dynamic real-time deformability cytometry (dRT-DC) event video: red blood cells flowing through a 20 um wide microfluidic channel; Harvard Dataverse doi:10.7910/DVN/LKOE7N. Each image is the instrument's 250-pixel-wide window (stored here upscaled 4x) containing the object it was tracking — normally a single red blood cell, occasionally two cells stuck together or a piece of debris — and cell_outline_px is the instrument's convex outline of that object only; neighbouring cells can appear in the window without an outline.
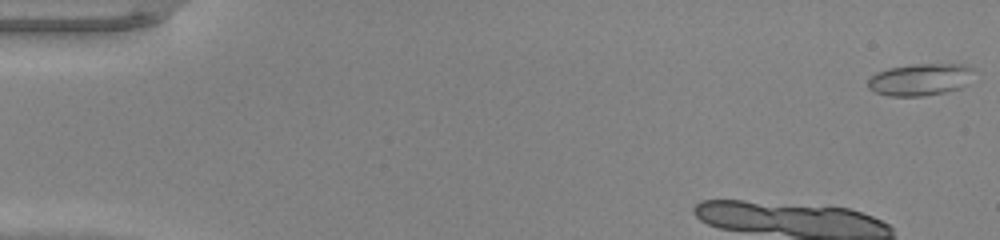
{"species": "common noctule bat (a hibernating species)", "species_latin": "Nyctalus noctula", "temperature_condition": "warm", "stored_images_in_passage": 9, "camera_frame_rate_fps": 3000, "um_per_image_px": 0.085, "animal": {"sex": "male", "body_mass_g": 20.0, "forearm_length_mm": 53.3}, "frame": {"image": 1, "passage_image": 1, "time_ms": 0.0, "image_size_px": [1000, 240], "cell_outline_px": [[976, 68], [960, 88], [944, 92], [924, 96], [888, 96], [876, 92], [868, 88], [868, 80], [876, 72], [888, 68], [912, 64], [964, 64]], "centroid_in_image_um": [78.18, 6.75], "position_along_channel_um": 6.8, "area_um2": 19.65}}